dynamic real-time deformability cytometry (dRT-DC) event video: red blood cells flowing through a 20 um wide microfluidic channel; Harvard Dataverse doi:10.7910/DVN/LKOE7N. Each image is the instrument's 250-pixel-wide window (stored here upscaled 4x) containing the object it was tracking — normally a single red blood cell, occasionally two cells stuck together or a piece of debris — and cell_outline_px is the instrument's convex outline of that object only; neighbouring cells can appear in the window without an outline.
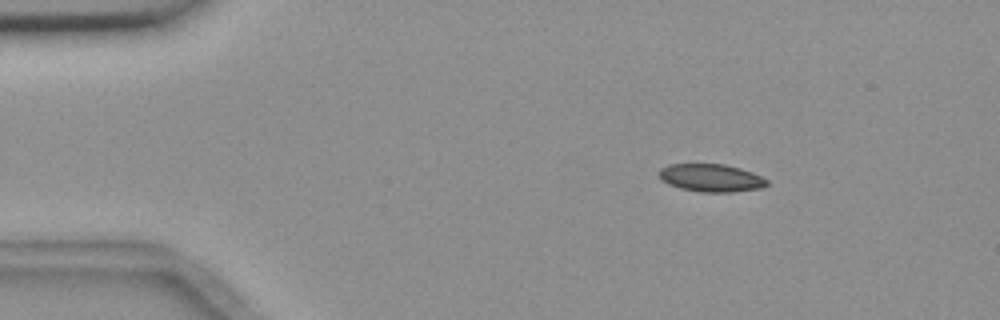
{"species": "common noctule bat (a hibernating species)", "species_latin": "Nyctalus noctula", "temperature_condition": "room temperature", "stored_images_in_passage": 15, "segment_of_instrument_passage": [1, 2], "camera_frame_rate_fps": 3000, "um_per_image_px": 0.085, "animal": {"sex": "female", "body_mass_g": 18.4}, "frame": {"image": 1, "passage_image": 2, "time_ms": 1.333, "image_size_px": [1000, 320], "cell_outline_px": [[768, 184], [764, 188], [732, 192], [700, 192], [680, 188], [668, 184], [660, 176], [660, 168], [668, 164], [724, 164], [740, 168], [752, 172], [768, 180]], "centroid_in_image_um": [60.48, 15.12], "position_along_channel_um": 24.5, "area_um2": 17.46}}
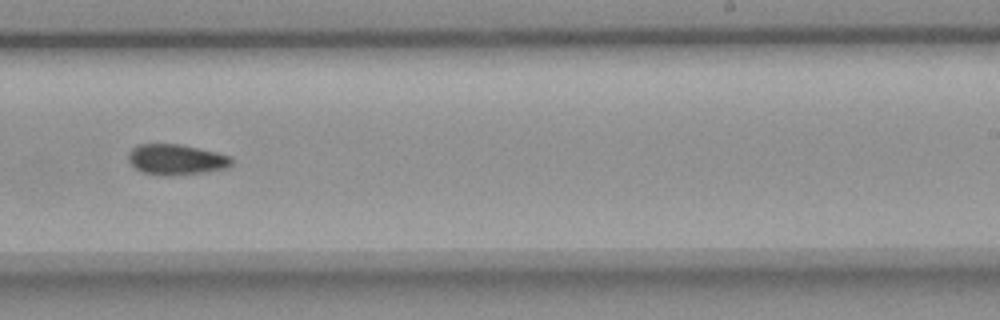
{"frame": {"image": 2, "passage_image": 9, "time_ms": 10.0, "image_size_px": [1000, 320], "cell_outline_px": [[232, 164], [228, 168], [200, 172], [168, 176], [164, 176], [144, 172], [136, 168], [128, 160], [128, 152], [132, 148], [140, 144], [180, 144], [216, 152], [232, 156]], "centroid_in_image_um": [14.98, 13.55], "position_along_channel_um": 274.0, "area_um2": 18.26}}
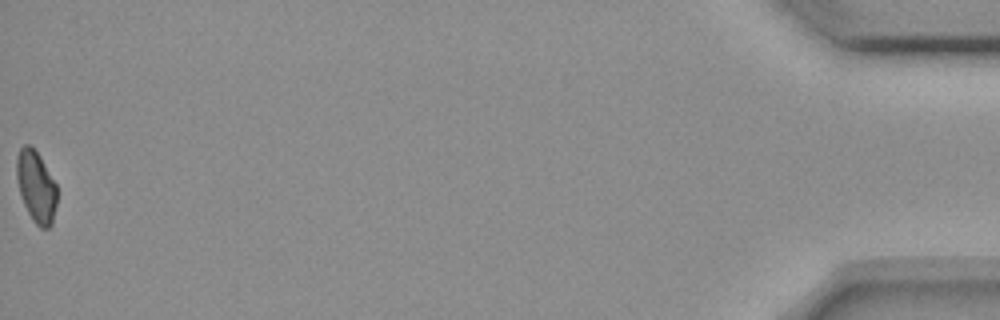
{"frame": {"image": 3, "passage_image": 14, "time_ms": 17.0, "image_size_px": [1000, 320], "cell_outline_px": [[56, 204], [52, 224], [48, 228], [40, 228], [32, 220], [24, 204], [20, 192], [16, 176], [16, 156], [20, 148], [24, 144], [32, 144], [40, 156], [56, 184]], "centroid_in_image_um": [3.06, 15.83], "position_along_channel_um": 432.1, "area_um2": 16.88}}